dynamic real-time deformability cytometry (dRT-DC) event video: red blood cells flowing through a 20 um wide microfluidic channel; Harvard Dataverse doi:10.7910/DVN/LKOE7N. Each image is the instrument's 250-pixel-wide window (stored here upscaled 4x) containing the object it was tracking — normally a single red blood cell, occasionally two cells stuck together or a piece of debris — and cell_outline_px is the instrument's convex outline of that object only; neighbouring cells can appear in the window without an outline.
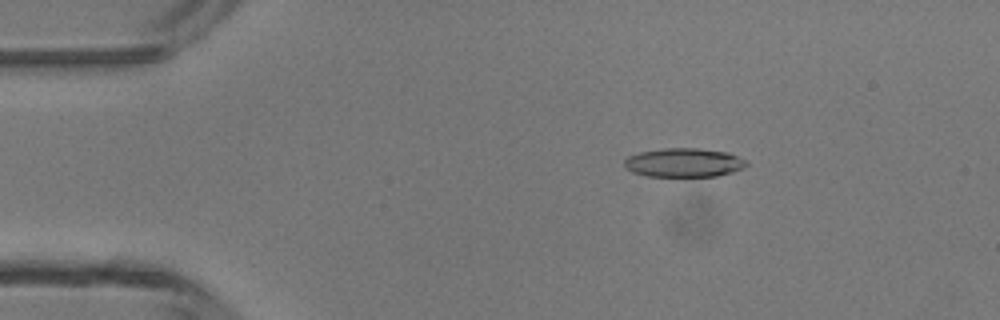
{"species": "common noctule bat (a hibernating species)", "species_latin": "Nyctalus noctula", "temperature_condition": "room temperature", "stored_images_in_passage": 5, "camera_frame_rate_fps": 3000, "um_per_image_px": 0.085, "animal": {"sex": "male", "body_mass_g": 13.3}, "frame": {"image": 1, "passage_image": 2, "time_ms": 1.333, "image_size_px": [1000, 320], "cell_outline_px": [[748, 164], [744, 168], [732, 172], [716, 176], [648, 176], [632, 172], [624, 168], [624, 160], [628, 156], [640, 152], [664, 148], [696, 148], [728, 152], [748, 160]], "centroid_in_image_um": [58.14, 13.82], "position_along_channel_um": 26.9, "area_um2": 20.69}}
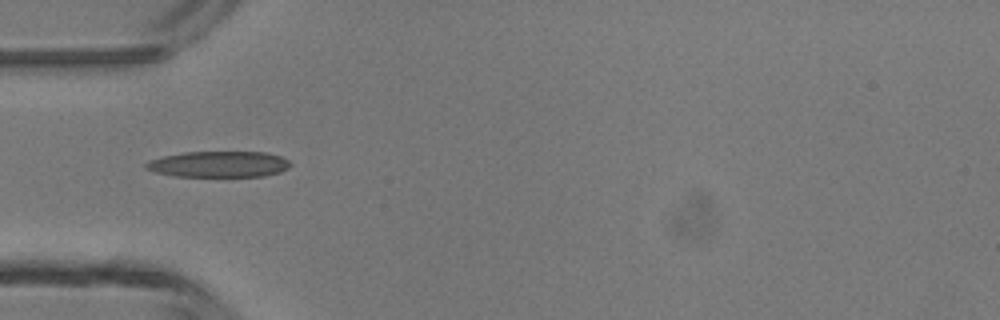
{"frame": {"image": 2, "passage_image": 4, "time_ms": 3.667, "image_size_px": [1000, 320], "cell_outline_px": [[292, 164], [288, 168], [280, 172], [264, 176], [172, 176], [156, 172], [144, 168], [144, 164], [148, 160], [164, 156], [184, 152], [268, 152], [280, 156], [288, 160]], "centroid_in_image_um": [18.59, 13.95], "position_along_channel_um": 66.4, "area_um2": 21.96}}
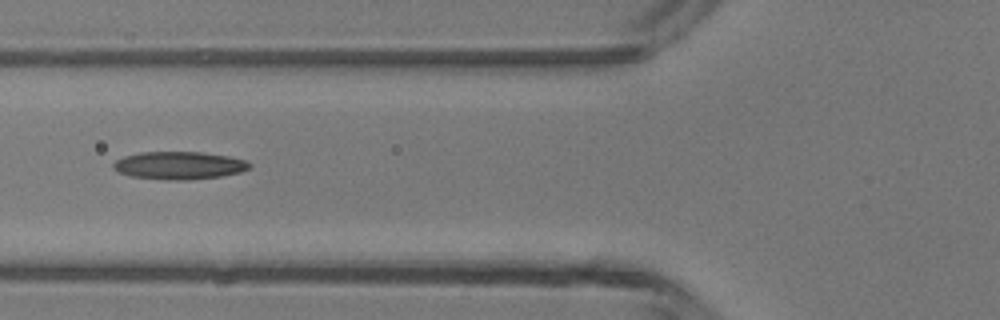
{"frame": {"image": 3, "passage_image": 5, "time_ms": 4.667, "image_size_px": [1000, 320], "cell_outline_px": [[252, 168], [240, 172], [220, 176], [188, 180], [168, 180], [132, 176], [120, 172], [112, 168], [112, 164], [116, 160], [124, 156], [140, 152], [204, 152], [228, 156], [244, 160], [252, 164]], "centroid_in_image_um": [15.24, 14.06], "position_along_channel_um": 110.6, "area_um2": 22.02}}